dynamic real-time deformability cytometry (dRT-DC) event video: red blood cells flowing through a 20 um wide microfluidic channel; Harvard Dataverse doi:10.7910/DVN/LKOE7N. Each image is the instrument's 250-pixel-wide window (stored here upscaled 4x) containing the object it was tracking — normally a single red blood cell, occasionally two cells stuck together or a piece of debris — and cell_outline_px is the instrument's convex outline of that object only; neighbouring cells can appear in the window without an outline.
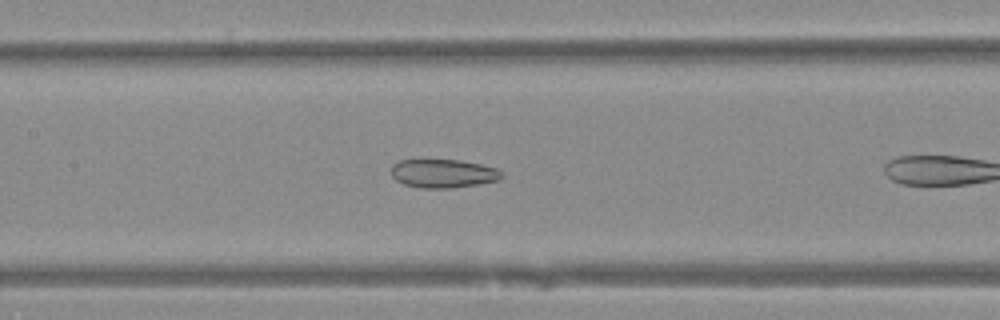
{"species": "Egyptian fruit bat (a non-hibernating species)", "species_latin": "Rousettus aegyptiacus", "temperature_condition": "warm", "stored_images_in_passage": 26, "camera_frame_rate_fps": 3000, "um_per_image_px": 0.085, "animal": {"sex": "female"}, "frame": {"image": 1, "passage_image": 10, "time_ms": 3.0, "image_size_px": [1000, 320], "cell_outline_px": [[504, 176], [500, 180], [452, 188], [420, 188], [404, 184], [396, 180], [392, 176], [392, 164], [400, 160], [460, 160], [480, 164], [496, 168], [504, 172]], "centroid_in_image_um": [37.69, 14.75], "position_along_channel_um": 169.7, "area_um2": 18.44}}
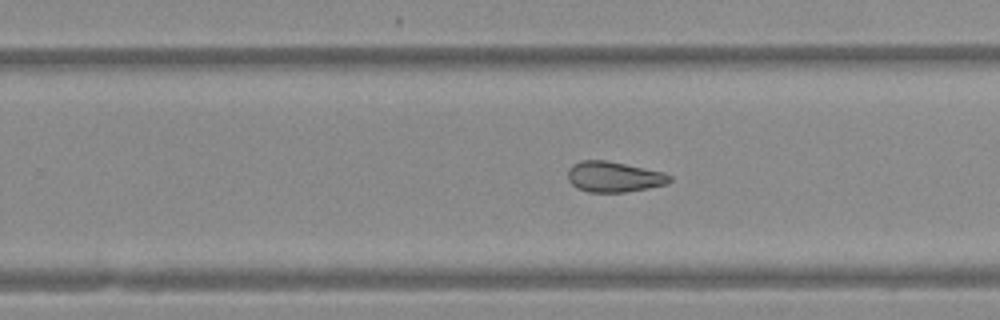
{"frame": {"image": 2, "passage_image": 18, "time_ms": 5.667, "image_size_px": [1000, 320], "cell_outline_px": [[672, 180], [668, 184], [648, 188], [624, 192], [588, 192], [576, 188], [568, 180], [568, 168], [572, 164], [580, 160], [608, 160], [664, 172], [672, 176]], "centroid_in_image_um": [52.18, 15.02], "position_along_channel_um": 277.6, "area_um2": 18.38}}
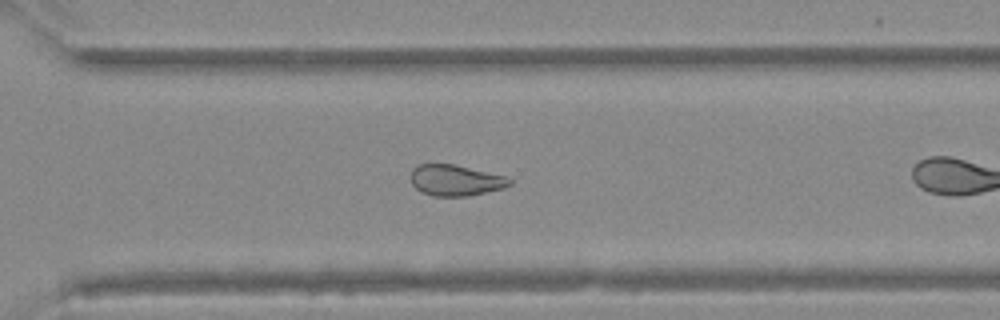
{"frame": {"image": 3, "passage_image": 22, "time_ms": 7.0, "image_size_px": [1000, 320], "cell_outline_px": [[512, 184], [504, 188], [468, 196], [432, 196], [420, 192], [412, 184], [412, 168], [416, 164], [452, 164], [508, 176], [512, 180]], "centroid_in_image_um": [38.74, 15.33], "position_along_channel_um": 331.9, "area_um2": 17.98}}